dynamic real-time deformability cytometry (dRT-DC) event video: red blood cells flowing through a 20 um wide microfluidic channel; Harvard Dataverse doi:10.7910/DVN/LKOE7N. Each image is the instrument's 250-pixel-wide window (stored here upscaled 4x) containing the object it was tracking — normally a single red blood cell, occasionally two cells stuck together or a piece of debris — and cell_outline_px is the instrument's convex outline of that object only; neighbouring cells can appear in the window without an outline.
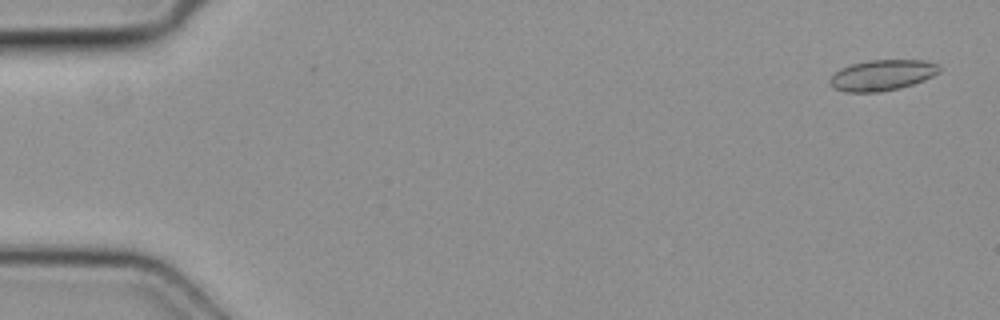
{"species": "common noctule bat (a hibernating species)", "species_latin": "Nyctalus noctula", "temperature_condition": "cold", "stored_images_in_passage": 5, "camera_frame_rate_fps": 3000, "um_per_image_px": 0.085, "animal": {"sex": "female", "body_mass_g": 19.3, "forearm_length_mm": 54.1}, "frame": {"image": 1, "passage_image": 1, "time_ms": 0.0, "image_size_px": [1000, 320], "cell_outline_px": [[940, 72], [924, 80], [900, 88], [880, 92], [844, 92], [832, 88], [828, 80], [840, 68], [852, 64], [868, 60], [920, 60], [936, 64], [940, 68]], "centroid_in_image_um": [74.94, 6.4], "position_along_channel_um": 10.1, "area_um2": 19.59}}